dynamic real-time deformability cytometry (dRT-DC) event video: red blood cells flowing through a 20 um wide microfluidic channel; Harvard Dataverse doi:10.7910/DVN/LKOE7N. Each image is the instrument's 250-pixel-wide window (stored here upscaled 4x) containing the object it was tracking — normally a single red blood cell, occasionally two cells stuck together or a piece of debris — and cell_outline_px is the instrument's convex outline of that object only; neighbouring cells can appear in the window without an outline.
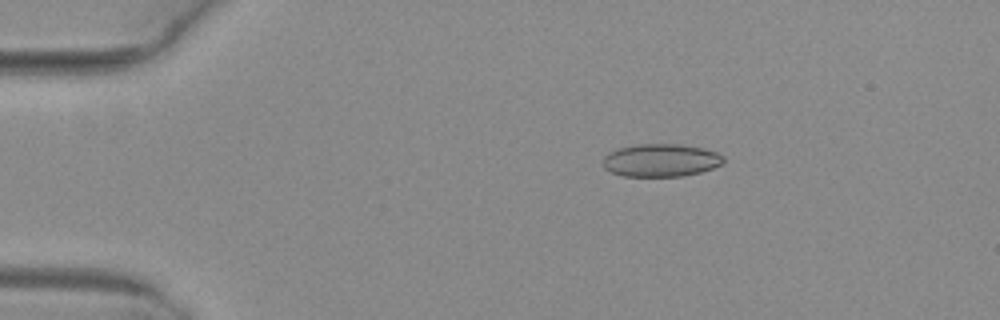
{"species": "common noctule bat (a hibernating species)", "species_latin": "Nyctalus noctula", "temperature_condition": "warm", "stored_images_in_passage": 6, "camera_frame_rate_fps": 3000, "um_per_image_px": 0.085, "animal": {"sex": "female", "body_mass_g": 29.2, "forearm_length_mm": 56.3}, "frame": {"image": 1, "passage_image": 3, "time_ms": 0.667, "image_size_px": [1000, 320], "cell_outline_px": [[724, 160], [720, 164], [712, 168], [700, 172], [684, 176], [624, 176], [612, 172], [604, 168], [604, 156], [608, 152], [620, 148], [636, 144], [680, 144], [704, 148], [716, 152], [724, 156]], "centroid_in_image_um": [56.18, 13.62], "position_along_channel_um": 28.8, "area_um2": 23.0}}
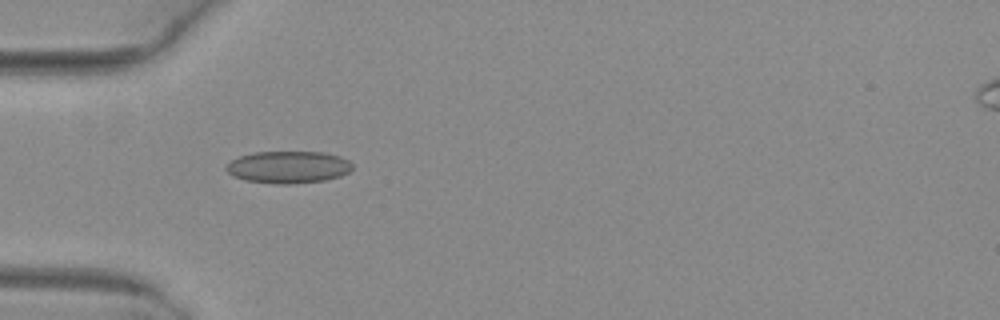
{"frame": {"image": 2, "passage_image": 5, "time_ms": 1.333, "image_size_px": [1000, 320], "cell_outline_px": [[352, 168], [348, 172], [340, 176], [324, 180], [288, 184], [276, 184], [244, 180], [232, 176], [224, 168], [232, 160], [240, 156], [252, 152], [324, 152], [340, 156], [348, 160], [352, 164]], "centroid_in_image_um": [24.49, 14.2], "position_along_channel_um": 60.5, "area_um2": 23.64}}
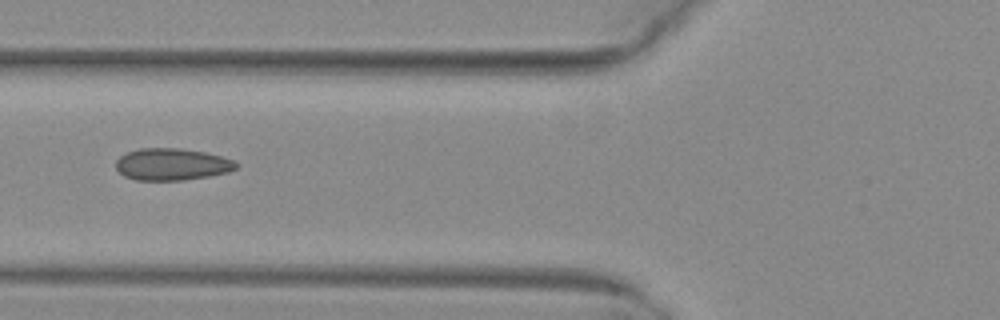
{"frame": {"image": 3, "passage_image": 6, "time_ms": 1.667, "image_size_px": [1000, 320], "cell_outline_px": [[240, 164], [236, 168], [228, 172], [208, 176], [184, 180], [136, 180], [124, 176], [116, 168], [116, 160], [120, 156], [128, 152], [140, 148], [180, 148], [204, 152], [220, 156], [232, 160]], "centroid_in_image_um": [14.6, 13.97], "position_along_channel_um": 111.2, "area_um2": 22.31}}